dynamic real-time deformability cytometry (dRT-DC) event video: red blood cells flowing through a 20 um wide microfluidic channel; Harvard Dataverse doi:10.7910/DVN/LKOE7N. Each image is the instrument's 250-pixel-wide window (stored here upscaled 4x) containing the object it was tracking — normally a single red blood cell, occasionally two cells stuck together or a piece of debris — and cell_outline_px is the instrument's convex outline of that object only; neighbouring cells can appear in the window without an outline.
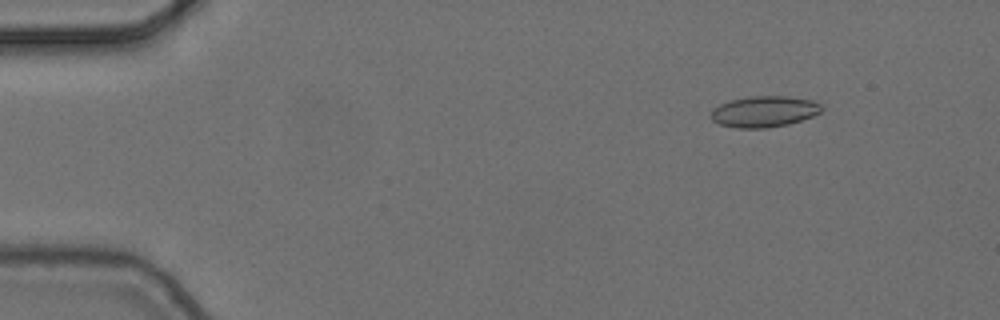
{"species": "common noctule bat (a hibernating species)", "species_latin": "Nyctalus noctula", "temperature_condition": "cold", "stored_images_in_passage": 7, "camera_frame_rate_fps": 3000, "um_per_image_px": 0.085, "animal": {"sex": "female", "body_mass_g": 24.6, "forearm_length_mm": 56.2}, "frame": {"image": 1, "passage_image": 2, "time_ms": 0.333, "image_size_px": [1000, 320], "cell_outline_px": [[820, 112], [812, 116], [788, 124], [768, 128], [736, 128], [720, 124], [712, 120], [712, 108], [720, 104], [732, 100], [748, 96], [784, 96], [812, 100], [820, 104]], "centroid_in_image_um": [64.92, 9.48], "position_along_channel_um": 20.1, "area_um2": 19.83}}
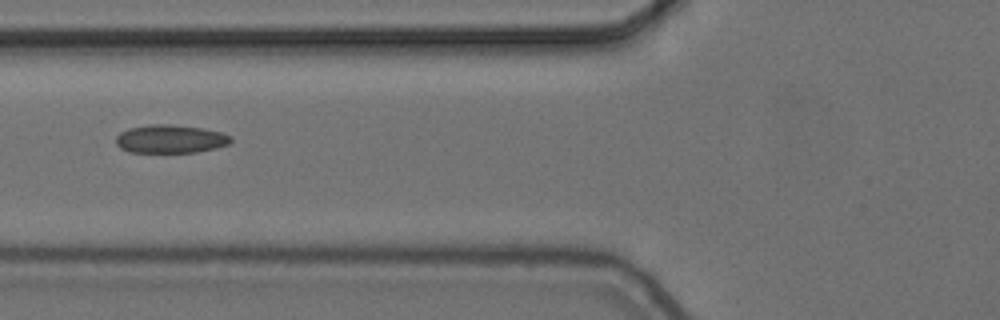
{"frame": {"image": 2, "passage_image": 5, "time_ms": 1.333, "image_size_px": [1000, 320], "cell_outline_px": [[232, 140], [228, 144], [216, 148], [196, 152], [128, 152], [120, 148], [116, 144], [116, 136], [120, 132], [128, 128], [148, 124], [168, 124], [204, 128], [220, 132], [232, 136]], "centroid_in_image_um": [14.47, 11.8], "position_along_channel_um": 111.3, "area_um2": 19.07}}
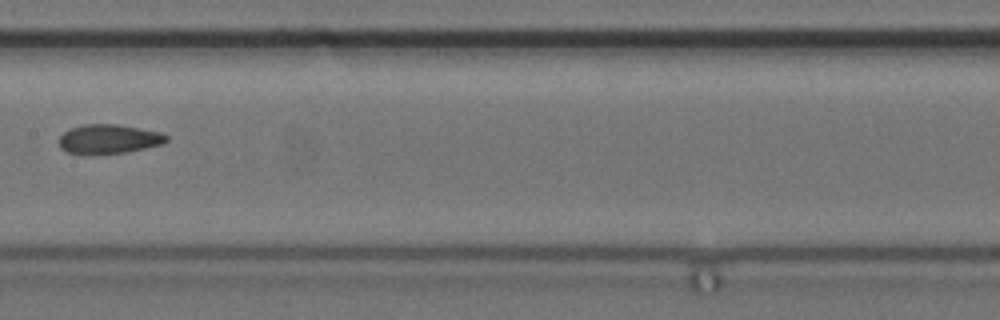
{"frame": {"image": 3, "passage_image": 7, "time_ms": 2.0, "image_size_px": [1000, 320], "cell_outline_px": [[168, 140], [164, 144], [128, 152], [80, 156], [68, 152], [60, 148], [60, 136], [64, 132], [72, 128], [84, 124], [120, 124], [160, 132], [168, 136]], "centroid_in_image_um": [9.25, 11.84], "position_along_channel_um": 198.1, "area_um2": 18.73}}